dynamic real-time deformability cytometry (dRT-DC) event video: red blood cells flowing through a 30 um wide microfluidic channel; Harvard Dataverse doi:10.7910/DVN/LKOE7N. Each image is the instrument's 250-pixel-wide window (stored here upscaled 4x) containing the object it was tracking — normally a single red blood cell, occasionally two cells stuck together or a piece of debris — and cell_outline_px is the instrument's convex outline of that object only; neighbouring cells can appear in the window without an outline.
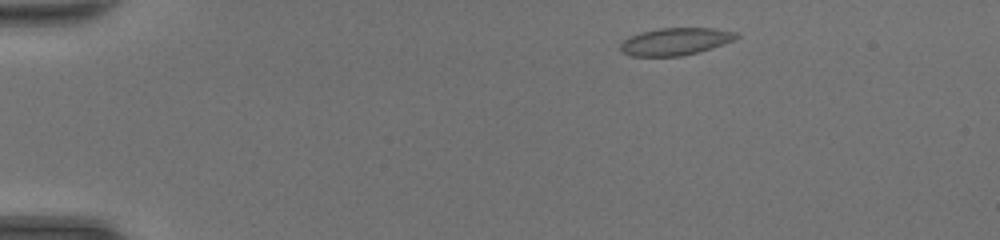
{"species": "common noctule bat (a hibernating species)", "species_latin": "Nyctalus noctula", "temperature_condition": "room temperature", "stored_images_in_passage": 43, "camera_frame_rate_fps": 3000, "um_per_image_px": 0.085, "animal": {"sex": "female", "body_mass_g": 20.0, "forearm_length_mm": 54.0}, "frame": {"image": 1, "passage_image": 3, "time_ms": 0.667, "image_size_px": [1000, 240], "cell_outline_px": [[740, 36], [736, 40], [712, 48], [680, 56], [628, 56], [620, 52], [620, 44], [628, 36], [640, 32], [660, 28], [716, 28], [736, 32]], "centroid_in_image_um": [57.4, 3.52], "position_along_channel_um": 27.6, "area_um2": 18.67}}
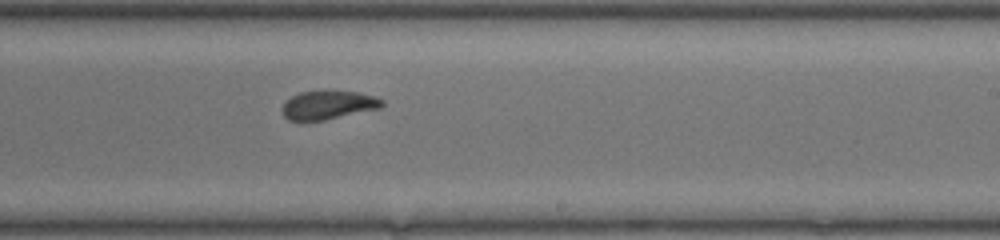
{"frame": {"image": 2, "passage_image": 25, "time_ms": 8.0, "image_size_px": [1000, 240], "cell_outline_px": [[384, 104], [380, 108], [324, 120], [300, 124], [288, 120], [284, 116], [284, 100], [300, 92], [360, 92], [376, 96], [384, 100]], "centroid_in_image_um": [27.87, 8.97], "position_along_channel_um": 261.1, "area_um2": 16.82}}
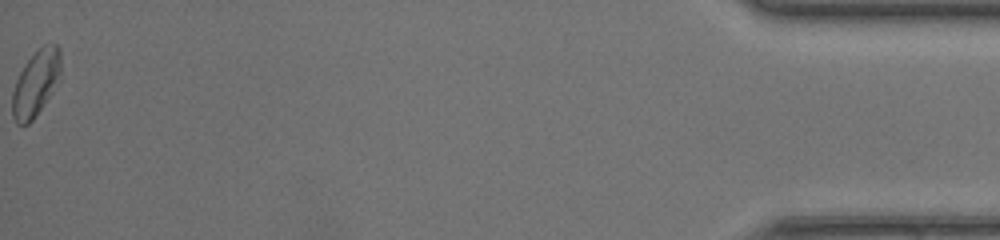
{"frame": {"image": 3, "passage_image": 43, "time_ms": 14.0, "image_size_px": [1000, 240], "cell_outline_px": [[60, 80], [36, 116], [28, 124], [16, 124], [12, 116], [12, 92], [16, 80], [24, 64], [44, 44], [56, 44], [60, 48]], "centroid_in_image_um": [3.04, 7.09], "position_along_channel_um": 432.2, "area_um2": 18.55}, "authors_computed_cell_mechanics": {"area_um2": 18.0914, "velocity_mm_per_s": 4.3743, "shape_relaxation_time_tau1_ms": null, "shape_relaxation_time_tau2_ms": 0.8222, "deformation_change_tau1": null, "deformation_change_tau2": 0.0436}}